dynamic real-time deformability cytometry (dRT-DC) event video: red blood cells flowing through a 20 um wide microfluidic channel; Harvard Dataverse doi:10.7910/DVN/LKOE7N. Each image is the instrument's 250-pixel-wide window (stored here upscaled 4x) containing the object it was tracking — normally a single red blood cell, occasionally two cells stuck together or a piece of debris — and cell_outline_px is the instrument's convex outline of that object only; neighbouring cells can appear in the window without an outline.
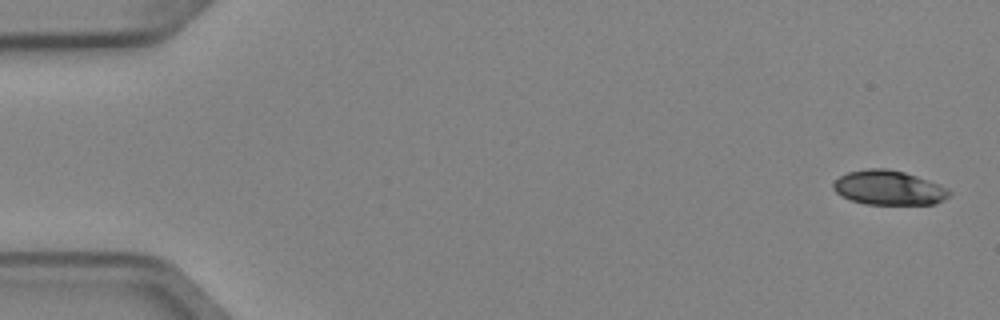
{"species": "Egyptian fruit bat (a non-hibernating species)", "species_latin": "Rousettus aegyptiacus", "temperature_condition": "cold", "stored_images_in_passage": 4, "camera_frame_rate_fps": 3000, "um_per_image_px": 0.085, "animal": {"sex": "female"}, "frame": {"image": 1, "passage_image": 1, "time_ms": 0.0, "image_size_px": [1000, 320], "cell_outline_px": [[952, 192], [944, 200], [936, 204], [864, 204], [840, 196], [832, 188], [832, 184], [840, 176], [848, 172], [868, 168], [888, 168], [904, 172], [940, 184], [948, 188]], "centroid_in_image_um": [75.55, 15.96], "position_along_channel_um": 9.5, "area_um2": 23.41}}